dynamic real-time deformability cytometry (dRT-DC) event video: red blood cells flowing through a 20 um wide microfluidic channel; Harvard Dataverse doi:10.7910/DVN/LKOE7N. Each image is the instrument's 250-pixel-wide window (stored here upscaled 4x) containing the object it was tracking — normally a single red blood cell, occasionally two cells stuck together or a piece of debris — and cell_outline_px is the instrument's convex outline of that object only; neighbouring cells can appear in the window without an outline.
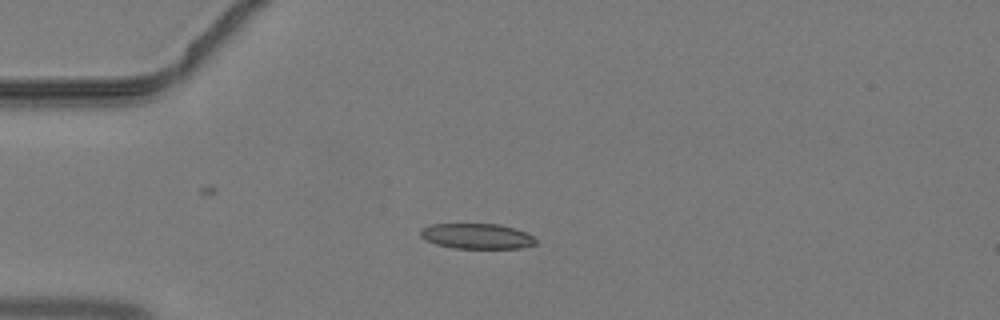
{"species": "common noctule bat (a hibernating species)", "species_latin": "Nyctalus noctula", "temperature_condition": "warm", "stored_images_in_passage": 34, "camera_frame_rate_fps": 3000, "um_per_image_px": 0.085, "animal": {"sex": "male", "body_mass_g": 19.2, "forearm_length_mm": 51.8}, "frame": {"image": 1, "passage_image": 1, "time_ms": 0.0, "image_size_px": [1000, 320], "cell_outline_px": [[536, 244], [520, 248], [452, 248], [436, 244], [420, 236], [420, 228], [432, 224], [500, 224], [528, 232], [536, 240]], "centroid_in_image_um": [40.54, 20.07], "position_along_channel_um": 44.5, "area_um2": 17.05}}
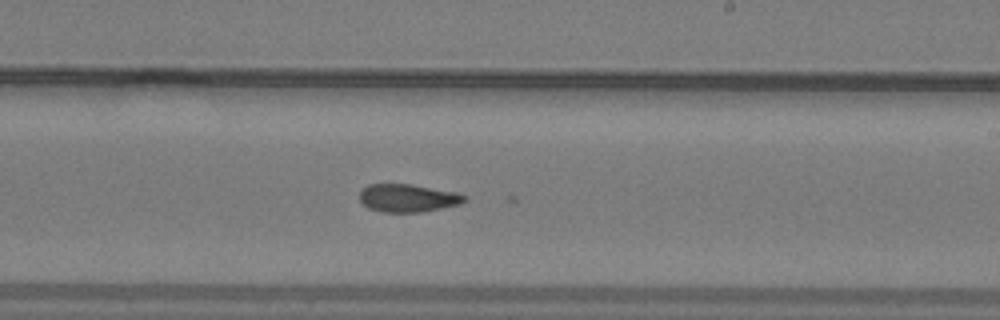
{"frame": {"image": 2, "passage_image": 16, "time_ms": 5.0, "image_size_px": [1000, 320], "cell_outline_px": [[468, 200], [460, 204], [420, 212], [380, 212], [368, 208], [360, 200], [360, 192], [368, 184], [412, 184], [456, 192], [464, 196]], "centroid_in_image_um": [34.66, 16.83], "position_along_channel_um": 254.3, "area_um2": 16.99}}
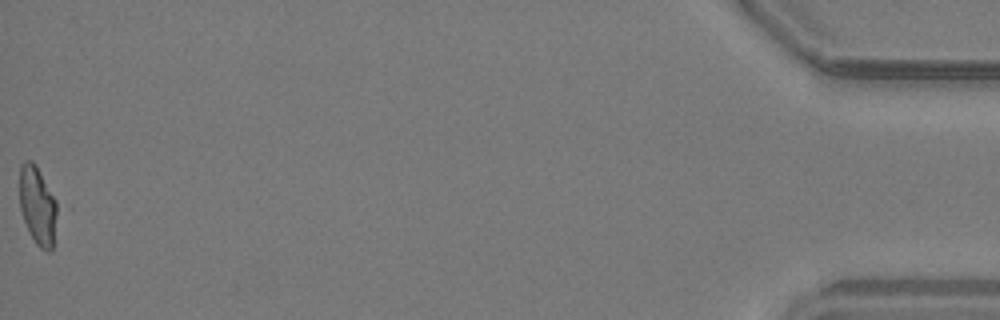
{"frame": {"image": 3, "passage_image": 34, "time_ms": 11.0, "image_size_px": [1000, 320], "cell_outline_px": [[56, 212], [52, 252], [48, 252], [40, 248], [36, 244], [24, 220], [20, 208], [20, 164], [24, 160], [32, 160], [36, 164], [56, 200]], "centroid_in_image_um": [3.18, 17.45], "position_along_channel_um": 432.0, "area_um2": 16.94}}